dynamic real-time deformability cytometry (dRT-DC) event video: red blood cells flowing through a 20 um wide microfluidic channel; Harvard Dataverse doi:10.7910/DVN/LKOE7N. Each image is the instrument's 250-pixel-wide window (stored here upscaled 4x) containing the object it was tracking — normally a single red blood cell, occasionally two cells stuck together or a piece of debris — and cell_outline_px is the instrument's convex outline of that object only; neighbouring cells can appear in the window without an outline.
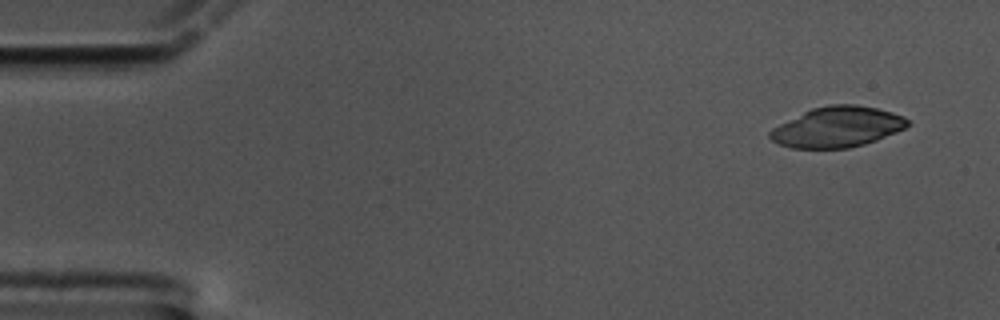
{"species": "common noctule bat (a hibernating species)", "species_latin": "Nyctalus noctula", "temperature_condition": "cold", "stored_images_in_passage": 56, "camera_frame_rate_fps": 3000, "um_per_image_px": 0.085, "animal": {"sex": "male", "body_mass_g": 17.5, "forearm_length_mm": 52.3}, "frame": {"image": 1, "passage_image": 1, "time_ms": 0.0, "image_size_px": [1000, 320], "cell_outline_px": [[912, 124], [896, 132], [876, 140], [864, 144], [848, 148], [792, 148], [780, 144], [772, 140], [768, 136], [768, 132], [772, 128], [812, 108], [828, 104], [856, 104], [876, 108], [892, 112], [904, 116]], "centroid_in_image_um": [71.19, 10.79], "position_along_channel_um": 13.8, "area_um2": 32.37}}